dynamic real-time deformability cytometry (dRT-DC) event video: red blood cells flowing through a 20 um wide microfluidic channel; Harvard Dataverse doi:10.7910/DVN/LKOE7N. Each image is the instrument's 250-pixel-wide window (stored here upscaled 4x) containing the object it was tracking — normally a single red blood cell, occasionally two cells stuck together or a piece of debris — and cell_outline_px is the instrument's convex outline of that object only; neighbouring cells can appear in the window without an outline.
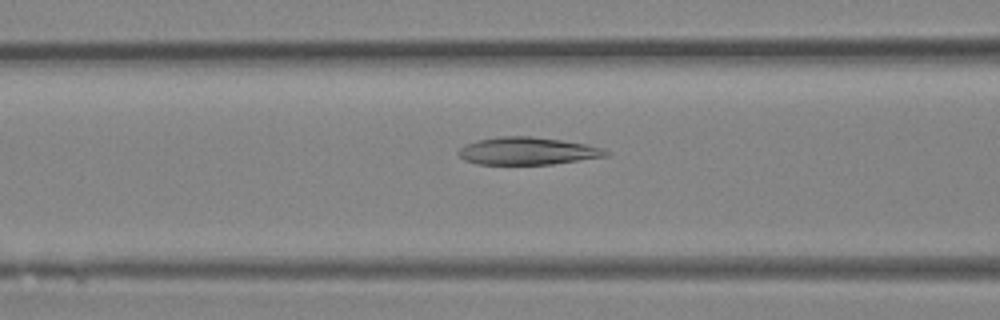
{"species": "Egyptian fruit bat (a non-hibernating species)", "species_latin": "Rousettus aegyptiacus", "temperature_condition": "room temperature", "stored_images_in_passage": 15, "camera_frame_rate_fps": 3000, "um_per_image_px": 0.085, "animal": {"sex": "female"}, "frame": {"image": 1, "passage_image": 11, "time_ms": 3.333, "image_size_px": [1000, 320], "cell_outline_px": [[612, 152], [608, 156], [552, 164], [476, 164], [464, 160], [456, 152], [464, 144], [476, 140], [500, 136], [532, 136], [560, 140], [584, 144], [604, 148]], "centroid_in_image_um": [44.82, 12.83], "position_along_channel_um": 121.8, "area_um2": 23.76}}